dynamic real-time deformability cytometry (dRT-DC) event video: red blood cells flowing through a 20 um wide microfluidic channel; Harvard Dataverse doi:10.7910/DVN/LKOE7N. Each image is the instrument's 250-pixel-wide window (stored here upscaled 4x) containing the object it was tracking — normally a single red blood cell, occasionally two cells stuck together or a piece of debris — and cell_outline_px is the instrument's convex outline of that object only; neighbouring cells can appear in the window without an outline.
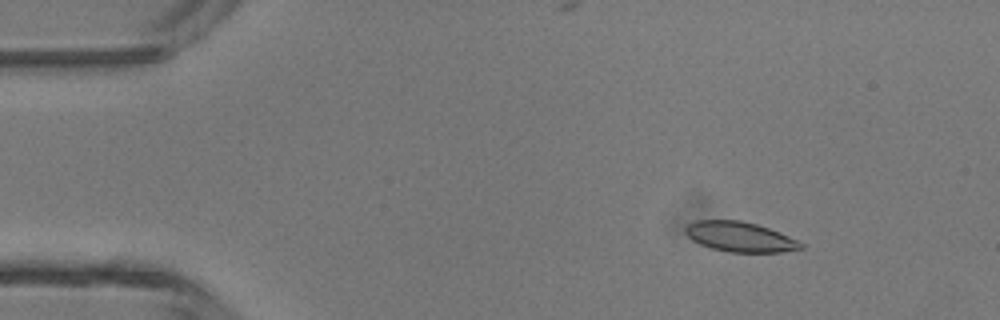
{"species": "common noctule bat (a hibernating species)", "species_latin": "Nyctalus noctula", "temperature_condition": "room temperature", "stored_images_in_passage": 49, "camera_frame_rate_fps": 3000, "um_per_image_px": 0.085, "animal": {"sex": "male", "body_mass_g": 13.3}, "frame": {"image": 1, "passage_image": 7, "time_ms": 2.0, "image_size_px": [1000, 320], "cell_outline_px": [[804, 248], [780, 252], [728, 252], [712, 248], [700, 244], [692, 240], [684, 232], [684, 228], [688, 224], [696, 220], [740, 220], [756, 224], [780, 232], [804, 244]], "centroid_in_image_um": [62.87, 20.13], "position_along_channel_um": 22.1, "area_um2": 20.11}}
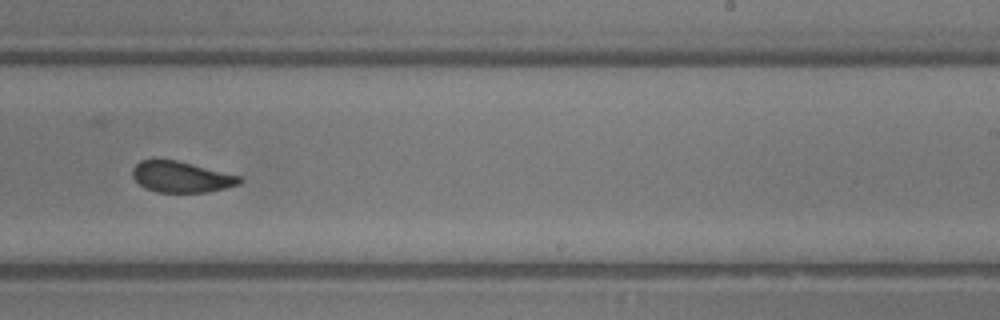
{"frame": {"image": 2, "passage_image": 30, "time_ms": 9.667, "image_size_px": [1000, 320], "cell_outline_px": [[244, 180], [240, 184], [208, 192], [156, 192], [144, 188], [132, 176], [132, 168], [140, 160], [156, 156], [176, 160], [240, 176]], "centroid_in_image_um": [15.34, 15.0], "position_along_channel_um": 273.7, "area_um2": 19.71}}
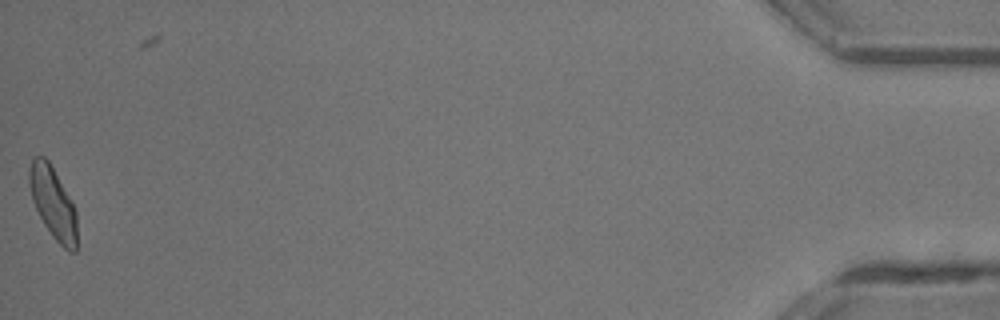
{"frame": {"image": 3, "passage_image": 48, "time_ms": 15.667, "image_size_px": [1000, 320], "cell_outline_px": [[76, 252], [68, 252], [52, 236], [44, 224], [32, 200], [28, 180], [28, 168], [32, 160], [36, 156], [44, 156], [48, 160], [76, 208]], "centroid_in_image_um": [4.5, 17.24], "position_along_channel_um": 430.7, "area_um2": 19.83}, "authors_computed_cell_mechanics": {"area_um2": 20.0566, "velocity_mm_per_s": 4.349, "shape_relaxation_time_tau1_ms": 3.6277, "shape_relaxation_time_tau2_ms": 1.4554, "deformation_change_tau1": 0.1219, "deformation_change_tau2": 0.0668}}